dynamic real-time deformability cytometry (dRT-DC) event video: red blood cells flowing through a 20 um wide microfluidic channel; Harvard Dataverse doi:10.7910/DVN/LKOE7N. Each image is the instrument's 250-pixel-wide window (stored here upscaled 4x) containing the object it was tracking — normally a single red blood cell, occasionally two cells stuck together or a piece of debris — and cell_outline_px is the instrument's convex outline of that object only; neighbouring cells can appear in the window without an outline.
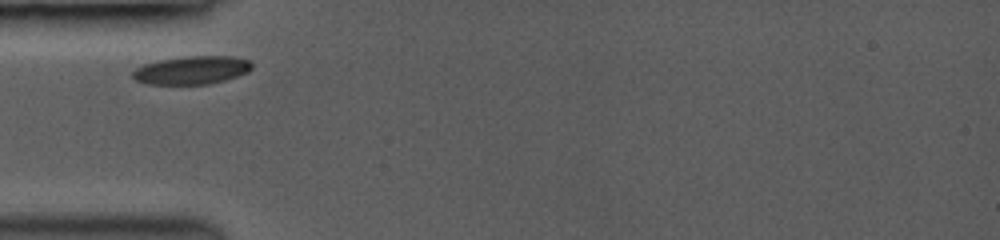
{"species": "common noctule bat (a hibernating species)", "species_latin": "Nyctalus noctula", "temperature_condition": "room temperature", "stored_images_in_passage": 4, "camera_frame_rate_fps": 3000, "um_per_image_px": 0.085, "animal": {"sex": "female", "body_mass_g": 19.0, "forearm_length_mm": 53.3}, "frame": {"image": 1, "passage_image": 1, "time_ms": 0.0, "image_size_px": [1000, 240], "cell_outline_px": [[252, 68], [248, 72], [224, 80], [208, 84], [148, 84], [136, 80], [132, 76], [132, 72], [136, 68], [144, 64], [160, 60], [184, 56], [232, 56], [248, 60], [252, 64]], "centroid_in_image_um": [16.29, 5.96], "position_along_channel_um": 68.7, "area_um2": 19.48}}
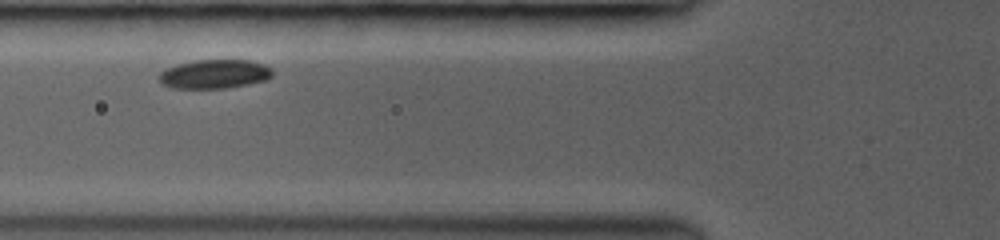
{"frame": {"image": 2, "passage_image": 2, "time_ms": 1.0, "image_size_px": [1000, 240], "cell_outline_px": [[272, 76], [268, 80], [248, 84], [224, 88], [172, 88], [164, 84], [160, 80], [160, 72], [164, 68], [176, 64], [192, 60], [248, 60], [264, 64], [272, 68]], "centroid_in_image_um": [18.24, 6.28], "position_along_channel_um": 107.6, "area_um2": 19.25}}
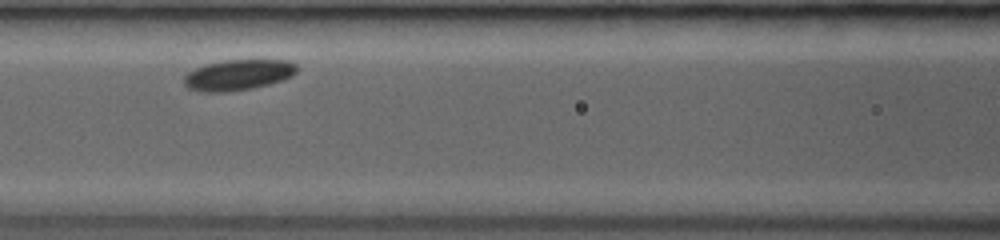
{"frame": {"image": 3, "passage_image": 3, "time_ms": 2.0, "image_size_px": [1000, 240], "cell_outline_px": [[300, 68], [292, 76], [284, 80], [252, 88], [224, 92], [200, 92], [188, 88], [184, 84], [184, 76], [188, 72], [196, 68], [208, 64], [224, 60], [288, 60], [296, 64]], "centroid_in_image_um": [20.27, 6.37], "position_along_channel_um": 146.3, "area_um2": 20.23}}